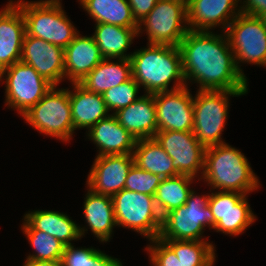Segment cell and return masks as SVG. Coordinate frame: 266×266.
<instances>
[{
  "label": "cell",
  "mask_w": 266,
  "mask_h": 266,
  "mask_svg": "<svg viewBox=\"0 0 266 266\" xmlns=\"http://www.w3.org/2000/svg\"><path fill=\"white\" fill-rule=\"evenodd\" d=\"M55 89L53 86L22 117L40 133L69 141L74 125L68 89Z\"/></svg>",
  "instance_id": "obj_8"
},
{
  "label": "cell",
  "mask_w": 266,
  "mask_h": 266,
  "mask_svg": "<svg viewBox=\"0 0 266 266\" xmlns=\"http://www.w3.org/2000/svg\"><path fill=\"white\" fill-rule=\"evenodd\" d=\"M74 92L68 90L74 130H88L110 114L101 94L90 92L79 83H72Z\"/></svg>",
  "instance_id": "obj_22"
},
{
  "label": "cell",
  "mask_w": 266,
  "mask_h": 266,
  "mask_svg": "<svg viewBox=\"0 0 266 266\" xmlns=\"http://www.w3.org/2000/svg\"><path fill=\"white\" fill-rule=\"evenodd\" d=\"M7 73V75H6ZM6 76V105L21 116L36 105L53 87L32 66L18 61L0 71V81Z\"/></svg>",
  "instance_id": "obj_11"
},
{
  "label": "cell",
  "mask_w": 266,
  "mask_h": 266,
  "mask_svg": "<svg viewBox=\"0 0 266 266\" xmlns=\"http://www.w3.org/2000/svg\"><path fill=\"white\" fill-rule=\"evenodd\" d=\"M25 34L23 13L10 0L0 11V71L20 61Z\"/></svg>",
  "instance_id": "obj_18"
},
{
  "label": "cell",
  "mask_w": 266,
  "mask_h": 266,
  "mask_svg": "<svg viewBox=\"0 0 266 266\" xmlns=\"http://www.w3.org/2000/svg\"><path fill=\"white\" fill-rule=\"evenodd\" d=\"M194 177L178 175L170 178H162L155 193V203L160 215L163 217L169 211L184 205L192 189Z\"/></svg>",
  "instance_id": "obj_29"
},
{
  "label": "cell",
  "mask_w": 266,
  "mask_h": 266,
  "mask_svg": "<svg viewBox=\"0 0 266 266\" xmlns=\"http://www.w3.org/2000/svg\"><path fill=\"white\" fill-rule=\"evenodd\" d=\"M178 47L185 82L194 80L199 90L248 91L225 33L189 30Z\"/></svg>",
  "instance_id": "obj_1"
},
{
  "label": "cell",
  "mask_w": 266,
  "mask_h": 266,
  "mask_svg": "<svg viewBox=\"0 0 266 266\" xmlns=\"http://www.w3.org/2000/svg\"><path fill=\"white\" fill-rule=\"evenodd\" d=\"M23 233L27 235L31 246L35 249L36 254L29 255L27 260H44L61 262L65 245L55 237L36 230L25 218L23 223Z\"/></svg>",
  "instance_id": "obj_31"
},
{
  "label": "cell",
  "mask_w": 266,
  "mask_h": 266,
  "mask_svg": "<svg viewBox=\"0 0 266 266\" xmlns=\"http://www.w3.org/2000/svg\"><path fill=\"white\" fill-rule=\"evenodd\" d=\"M154 138L173 160L180 175H203L206 148L199 143L193 131H158Z\"/></svg>",
  "instance_id": "obj_12"
},
{
  "label": "cell",
  "mask_w": 266,
  "mask_h": 266,
  "mask_svg": "<svg viewBox=\"0 0 266 266\" xmlns=\"http://www.w3.org/2000/svg\"><path fill=\"white\" fill-rule=\"evenodd\" d=\"M225 34L234 53L235 63L242 72L240 62L266 67V26L259 16L240 13L227 27Z\"/></svg>",
  "instance_id": "obj_10"
},
{
  "label": "cell",
  "mask_w": 266,
  "mask_h": 266,
  "mask_svg": "<svg viewBox=\"0 0 266 266\" xmlns=\"http://www.w3.org/2000/svg\"><path fill=\"white\" fill-rule=\"evenodd\" d=\"M209 195L191 191L186 203L162 217L161 240L206 241L201 239L205 226L213 229L215 219L208 206Z\"/></svg>",
  "instance_id": "obj_5"
},
{
  "label": "cell",
  "mask_w": 266,
  "mask_h": 266,
  "mask_svg": "<svg viewBox=\"0 0 266 266\" xmlns=\"http://www.w3.org/2000/svg\"><path fill=\"white\" fill-rule=\"evenodd\" d=\"M259 17L261 18V20L263 21V24L266 26V10L263 11Z\"/></svg>",
  "instance_id": "obj_39"
},
{
  "label": "cell",
  "mask_w": 266,
  "mask_h": 266,
  "mask_svg": "<svg viewBox=\"0 0 266 266\" xmlns=\"http://www.w3.org/2000/svg\"><path fill=\"white\" fill-rule=\"evenodd\" d=\"M95 27L93 38L103 58L130 59L131 54L125 52L133 38L138 35V28H126L108 23H98Z\"/></svg>",
  "instance_id": "obj_26"
},
{
  "label": "cell",
  "mask_w": 266,
  "mask_h": 266,
  "mask_svg": "<svg viewBox=\"0 0 266 266\" xmlns=\"http://www.w3.org/2000/svg\"><path fill=\"white\" fill-rule=\"evenodd\" d=\"M140 85L132 77L130 80L106 90L103 93V99L109 111L114 110L116 113L119 109L129 106L139 97L137 93Z\"/></svg>",
  "instance_id": "obj_33"
},
{
  "label": "cell",
  "mask_w": 266,
  "mask_h": 266,
  "mask_svg": "<svg viewBox=\"0 0 266 266\" xmlns=\"http://www.w3.org/2000/svg\"><path fill=\"white\" fill-rule=\"evenodd\" d=\"M183 23L188 24L187 0H159L139 23L138 34L144 24L149 44L179 46L189 31Z\"/></svg>",
  "instance_id": "obj_9"
},
{
  "label": "cell",
  "mask_w": 266,
  "mask_h": 266,
  "mask_svg": "<svg viewBox=\"0 0 266 266\" xmlns=\"http://www.w3.org/2000/svg\"><path fill=\"white\" fill-rule=\"evenodd\" d=\"M88 132L99 148L97 156L133 154L137 140L119 124L114 114L101 119Z\"/></svg>",
  "instance_id": "obj_21"
},
{
  "label": "cell",
  "mask_w": 266,
  "mask_h": 266,
  "mask_svg": "<svg viewBox=\"0 0 266 266\" xmlns=\"http://www.w3.org/2000/svg\"><path fill=\"white\" fill-rule=\"evenodd\" d=\"M15 4L23 13L26 35L65 49L79 33L62 10L60 0H19Z\"/></svg>",
  "instance_id": "obj_4"
},
{
  "label": "cell",
  "mask_w": 266,
  "mask_h": 266,
  "mask_svg": "<svg viewBox=\"0 0 266 266\" xmlns=\"http://www.w3.org/2000/svg\"><path fill=\"white\" fill-rule=\"evenodd\" d=\"M136 140L154 138L157 133L154 94H144L129 106L113 113Z\"/></svg>",
  "instance_id": "obj_19"
},
{
  "label": "cell",
  "mask_w": 266,
  "mask_h": 266,
  "mask_svg": "<svg viewBox=\"0 0 266 266\" xmlns=\"http://www.w3.org/2000/svg\"><path fill=\"white\" fill-rule=\"evenodd\" d=\"M24 266H62L59 261L26 260Z\"/></svg>",
  "instance_id": "obj_38"
},
{
  "label": "cell",
  "mask_w": 266,
  "mask_h": 266,
  "mask_svg": "<svg viewBox=\"0 0 266 266\" xmlns=\"http://www.w3.org/2000/svg\"><path fill=\"white\" fill-rule=\"evenodd\" d=\"M239 9L243 14L259 16L266 10V0H245Z\"/></svg>",
  "instance_id": "obj_37"
},
{
  "label": "cell",
  "mask_w": 266,
  "mask_h": 266,
  "mask_svg": "<svg viewBox=\"0 0 266 266\" xmlns=\"http://www.w3.org/2000/svg\"><path fill=\"white\" fill-rule=\"evenodd\" d=\"M153 246L146 247L154 266H182L174 251L159 237L152 239Z\"/></svg>",
  "instance_id": "obj_35"
},
{
  "label": "cell",
  "mask_w": 266,
  "mask_h": 266,
  "mask_svg": "<svg viewBox=\"0 0 266 266\" xmlns=\"http://www.w3.org/2000/svg\"><path fill=\"white\" fill-rule=\"evenodd\" d=\"M112 200L118 226L133 229L149 240L159 237L162 216L154 196L123 189Z\"/></svg>",
  "instance_id": "obj_7"
},
{
  "label": "cell",
  "mask_w": 266,
  "mask_h": 266,
  "mask_svg": "<svg viewBox=\"0 0 266 266\" xmlns=\"http://www.w3.org/2000/svg\"><path fill=\"white\" fill-rule=\"evenodd\" d=\"M104 58L79 84L90 92L103 93L132 78V63L130 59H117L119 62H110Z\"/></svg>",
  "instance_id": "obj_23"
},
{
  "label": "cell",
  "mask_w": 266,
  "mask_h": 266,
  "mask_svg": "<svg viewBox=\"0 0 266 266\" xmlns=\"http://www.w3.org/2000/svg\"><path fill=\"white\" fill-rule=\"evenodd\" d=\"M238 1L240 0H187L189 30L209 31L221 24L225 32L229 24L241 13L239 9L235 12Z\"/></svg>",
  "instance_id": "obj_17"
},
{
  "label": "cell",
  "mask_w": 266,
  "mask_h": 266,
  "mask_svg": "<svg viewBox=\"0 0 266 266\" xmlns=\"http://www.w3.org/2000/svg\"><path fill=\"white\" fill-rule=\"evenodd\" d=\"M162 178L133 164L128 172L124 189L155 196Z\"/></svg>",
  "instance_id": "obj_34"
},
{
  "label": "cell",
  "mask_w": 266,
  "mask_h": 266,
  "mask_svg": "<svg viewBox=\"0 0 266 266\" xmlns=\"http://www.w3.org/2000/svg\"><path fill=\"white\" fill-rule=\"evenodd\" d=\"M65 77L72 83H79L104 58L93 36H80L79 33L64 49Z\"/></svg>",
  "instance_id": "obj_20"
},
{
  "label": "cell",
  "mask_w": 266,
  "mask_h": 266,
  "mask_svg": "<svg viewBox=\"0 0 266 266\" xmlns=\"http://www.w3.org/2000/svg\"><path fill=\"white\" fill-rule=\"evenodd\" d=\"M193 99L187 86L154 93L158 131H192L194 126Z\"/></svg>",
  "instance_id": "obj_14"
},
{
  "label": "cell",
  "mask_w": 266,
  "mask_h": 266,
  "mask_svg": "<svg viewBox=\"0 0 266 266\" xmlns=\"http://www.w3.org/2000/svg\"><path fill=\"white\" fill-rule=\"evenodd\" d=\"M93 20L126 28H139L133 18L128 0H80Z\"/></svg>",
  "instance_id": "obj_28"
},
{
  "label": "cell",
  "mask_w": 266,
  "mask_h": 266,
  "mask_svg": "<svg viewBox=\"0 0 266 266\" xmlns=\"http://www.w3.org/2000/svg\"><path fill=\"white\" fill-rule=\"evenodd\" d=\"M158 1L159 0H128L133 18L138 25L150 13Z\"/></svg>",
  "instance_id": "obj_36"
},
{
  "label": "cell",
  "mask_w": 266,
  "mask_h": 266,
  "mask_svg": "<svg viewBox=\"0 0 266 266\" xmlns=\"http://www.w3.org/2000/svg\"><path fill=\"white\" fill-rule=\"evenodd\" d=\"M64 60L62 47L25 34L20 61L32 66L53 86L65 78Z\"/></svg>",
  "instance_id": "obj_15"
},
{
  "label": "cell",
  "mask_w": 266,
  "mask_h": 266,
  "mask_svg": "<svg viewBox=\"0 0 266 266\" xmlns=\"http://www.w3.org/2000/svg\"><path fill=\"white\" fill-rule=\"evenodd\" d=\"M197 92L193 99L194 135L205 148L225 143L221 140V132L228 117V97L241 96L248 91L198 90Z\"/></svg>",
  "instance_id": "obj_6"
},
{
  "label": "cell",
  "mask_w": 266,
  "mask_h": 266,
  "mask_svg": "<svg viewBox=\"0 0 266 266\" xmlns=\"http://www.w3.org/2000/svg\"><path fill=\"white\" fill-rule=\"evenodd\" d=\"M62 266H123L116 258L94 248H74L65 246L61 259Z\"/></svg>",
  "instance_id": "obj_32"
},
{
  "label": "cell",
  "mask_w": 266,
  "mask_h": 266,
  "mask_svg": "<svg viewBox=\"0 0 266 266\" xmlns=\"http://www.w3.org/2000/svg\"><path fill=\"white\" fill-rule=\"evenodd\" d=\"M134 164L161 178L180 175L173 167V160L155 138L139 139L133 150Z\"/></svg>",
  "instance_id": "obj_27"
},
{
  "label": "cell",
  "mask_w": 266,
  "mask_h": 266,
  "mask_svg": "<svg viewBox=\"0 0 266 266\" xmlns=\"http://www.w3.org/2000/svg\"><path fill=\"white\" fill-rule=\"evenodd\" d=\"M133 154L96 156L86 181L88 188L102 195L113 196L124 189Z\"/></svg>",
  "instance_id": "obj_16"
},
{
  "label": "cell",
  "mask_w": 266,
  "mask_h": 266,
  "mask_svg": "<svg viewBox=\"0 0 266 266\" xmlns=\"http://www.w3.org/2000/svg\"><path fill=\"white\" fill-rule=\"evenodd\" d=\"M202 177L212 188L222 191L246 195L259 187L247 158L226 143L206 148Z\"/></svg>",
  "instance_id": "obj_3"
},
{
  "label": "cell",
  "mask_w": 266,
  "mask_h": 266,
  "mask_svg": "<svg viewBox=\"0 0 266 266\" xmlns=\"http://www.w3.org/2000/svg\"><path fill=\"white\" fill-rule=\"evenodd\" d=\"M246 195L238 192L219 191L209 195L208 206L215 219L216 232L239 235L256 219Z\"/></svg>",
  "instance_id": "obj_13"
},
{
  "label": "cell",
  "mask_w": 266,
  "mask_h": 266,
  "mask_svg": "<svg viewBox=\"0 0 266 266\" xmlns=\"http://www.w3.org/2000/svg\"><path fill=\"white\" fill-rule=\"evenodd\" d=\"M175 253L182 266H213L215 248L208 241L163 240Z\"/></svg>",
  "instance_id": "obj_30"
},
{
  "label": "cell",
  "mask_w": 266,
  "mask_h": 266,
  "mask_svg": "<svg viewBox=\"0 0 266 266\" xmlns=\"http://www.w3.org/2000/svg\"><path fill=\"white\" fill-rule=\"evenodd\" d=\"M84 218L101 242L109 241L113 227L117 226L112 196L97 194L89 189L84 202Z\"/></svg>",
  "instance_id": "obj_24"
},
{
  "label": "cell",
  "mask_w": 266,
  "mask_h": 266,
  "mask_svg": "<svg viewBox=\"0 0 266 266\" xmlns=\"http://www.w3.org/2000/svg\"><path fill=\"white\" fill-rule=\"evenodd\" d=\"M131 54L132 77L148 94L173 91L187 86L178 46L148 44ZM174 80V87L168 89ZM176 80V81H175Z\"/></svg>",
  "instance_id": "obj_2"
},
{
  "label": "cell",
  "mask_w": 266,
  "mask_h": 266,
  "mask_svg": "<svg viewBox=\"0 0 266 266\" xmlns=\"http://www.w3.org/2000/svg\"><path fill=\"white\" fill-rule=\"evenodd\" d=\"M24 218L36 229L43 231L65 246L71 245V241L80 239L87 229L77 226L66 214L58 211L36 210L27 213Z\"/></svg>",
  "instance_id": "obj_25"
}]
</instances>
